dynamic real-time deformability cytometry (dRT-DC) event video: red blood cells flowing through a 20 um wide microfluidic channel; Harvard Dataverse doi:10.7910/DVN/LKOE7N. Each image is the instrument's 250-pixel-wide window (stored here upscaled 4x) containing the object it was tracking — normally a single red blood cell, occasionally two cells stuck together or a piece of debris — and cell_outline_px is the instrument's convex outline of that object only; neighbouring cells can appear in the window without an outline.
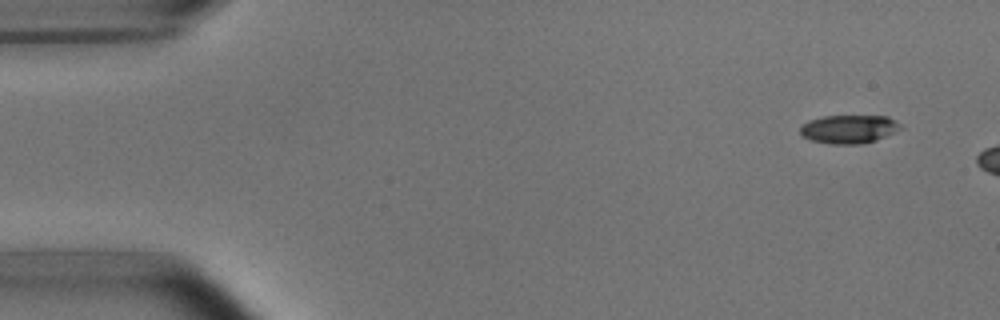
{"species": "common noctule bat (a hibernating species)", "species_latin": "Nyctalus noctula", "temperature_condition": "room temperature", "stored_images_in_passage": 3, "camera_frame_rate_fps": 3000, "um_per_image_px": 0.085, "animal": {"sex": "male", "body_mass_g": 15.6}, "frame": {"image": 1, "passage_image": 1, "time_ms": 0.0, "image_size_px": [1000, 320], "cell_outline_px": [[904, 128], [876, 140], [864, 144], [832, 144], [812, 140], [804, 136], [800, 132], [800, 128], [808, 120], [824, 116], [888, 116], [900, 124]], "centroid_in_image_um": [72.19, 10.97], "position_along_channel_um": 12.8, "area_um2": 16.59}}